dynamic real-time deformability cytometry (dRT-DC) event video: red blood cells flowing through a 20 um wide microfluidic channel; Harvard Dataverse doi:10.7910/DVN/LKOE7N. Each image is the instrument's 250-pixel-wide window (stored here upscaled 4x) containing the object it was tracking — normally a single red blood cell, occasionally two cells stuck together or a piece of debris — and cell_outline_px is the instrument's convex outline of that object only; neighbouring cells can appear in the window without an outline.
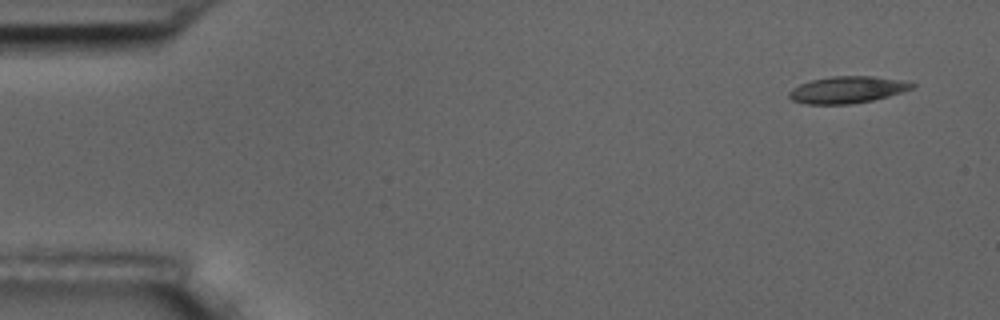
{"species": "common noctule bat (a hibernating species)", "species_latin": "Nyctalus noctula", "temperature_condition": "room temperature", "stored_images_in_passage": 6, "camera_frame_rate_fps": 3000, "um_per_image_px": 0.085, "animal": {"sex": "male", "body_mass_g": 17.5, "forearm_length_mm": 52.3}, "frame": {"image": 1, "passage_image": 1, "time_ms": 0.0, "image_size_px": [1000, 320], "cell_outline_px": [[916, 84], [912, 88], [888, 96], [872, 100], [852, 104], [808, 104], [792, 100], [788, 96], [788, 92], [792, 88], [800, 84], [812, 80], [832, 76], [872, 76], [908, 80]], "centroid_in_image_um": [72.03, 7.62], "position_along_channel_um": 13.0, "area_um2": 19.25}}
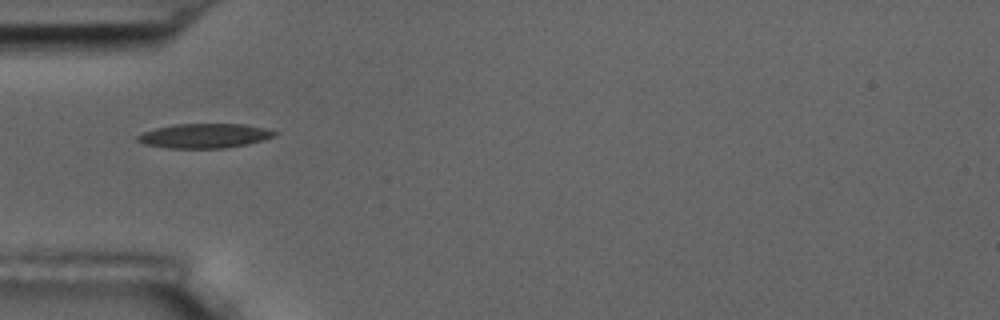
{"frame": {"image": 2, "passage_image": 5, "time_ms": 4.667, "image_size_px": [1000, 320], "cell_outline_px": [[280, 132], [276, 136], [264, 140], [248, 144], [224, 148], [168, 148], [144, 144], [136, 140], [136, 136], [144, 132], [156, 128], [172, 124], [244, 124], [264, 128]], "centroid_in_image_um": [17.41, 11.54], "position_along_channel_um": 67.6, "area_um2": 19.65}}